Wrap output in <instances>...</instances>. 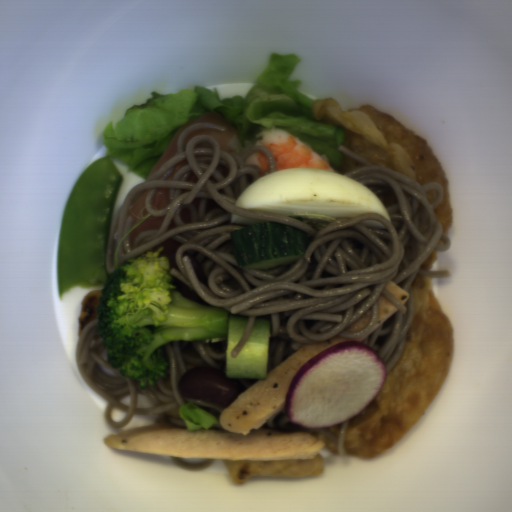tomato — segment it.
Here are the masks:
<instances>
[{
  "label": "tomato",
  "mask_w": 512,
  "mask_h": 512,
  "mask_svg": "<svg viewBox=\"0 0 512 512\" xmlns=\"http://www.w3.org/2000/svg\"><path fill=\"white\" fill-rule=\"evenodd\" d=\"M177 389L184 398L216 404L224 410L248 388L236 378L227 377V372L200 366L188 370L179 379Z\"/></svg>",
  "instance_id": "tomato-1"
}]
</instances>
